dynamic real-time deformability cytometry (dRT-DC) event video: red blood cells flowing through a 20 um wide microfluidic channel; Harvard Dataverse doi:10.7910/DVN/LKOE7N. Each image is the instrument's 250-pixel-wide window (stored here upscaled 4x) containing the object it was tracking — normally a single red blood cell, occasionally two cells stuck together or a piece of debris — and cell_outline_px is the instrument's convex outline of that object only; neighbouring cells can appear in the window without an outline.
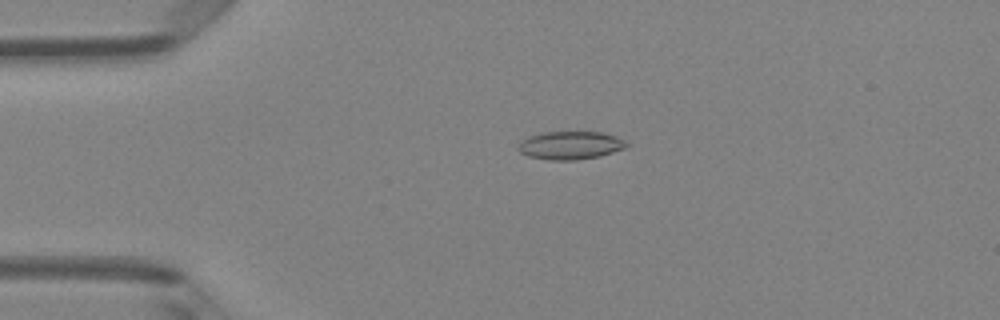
{"species": "Egyptian fruit bat (a non-hibernating species)", "species_latin": "Rousettus aegyptiacus", "temperature_condition": "room temperature", "stored_images_in_passage": 4, "camera_frame_rate_fps": 3000, "um_per_image_px": 0.085, "animal": {"sex": "female"}, "frame": {"image": 1, "passage_image": 3, "time_ms": 2.333, "image_size_px": [1000, 320], "cell_outline_px": [[628, 144], [624, 148], [600, 156], [576, 160], [548, 160], [528, 156], [520, 152], [516, 148], [520, 140], [528, 136], [540, 132], [604, 132], [616, 136], [624, 140]], "centroid_in_image_um": [48.43, 12.35], "position_along_channel_um": 36.6, "area_um2": 17.92}}